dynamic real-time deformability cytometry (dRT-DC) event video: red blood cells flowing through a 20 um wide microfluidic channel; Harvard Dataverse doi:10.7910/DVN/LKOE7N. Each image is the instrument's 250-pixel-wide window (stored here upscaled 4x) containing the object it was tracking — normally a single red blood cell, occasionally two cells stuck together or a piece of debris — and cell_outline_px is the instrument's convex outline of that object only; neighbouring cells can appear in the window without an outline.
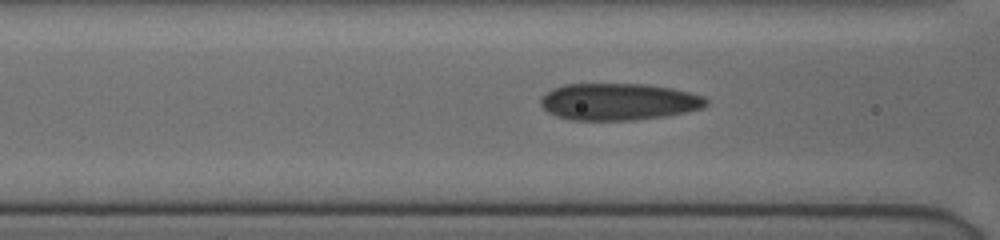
{"species": "human", "species_latin": "Homo sapiens", "temperature_condition": "cold", "stored_images_in_passage": 17, "camera_frame_rate_fps": 3000, "um_per_image_px": 0.085, "donor": {"sex": "female"}, "frame": {"image": 1, "passage_image": 8, "time_ms": 3.0, "image_size_px": [1000, 240], "cell_outline_px": [[708, 104], [704, 108], [668, 116], [636, 120], [568, 120], [556, 116], [548, 112], [540, 104], [540, 100], [552, 88], [564, 84], [648, 84], [672, 88], [704, 96], [708, 100]], "centroid_in_image_um": [52.61, 8.65], "position_along_channel_um": 114.0, "area_um2": 35.89}}
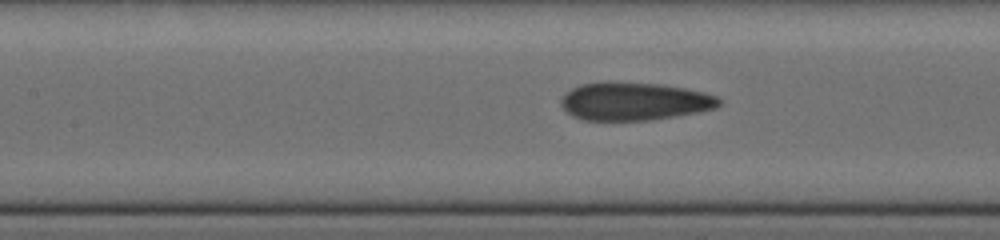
{"frame": {"image": 2, "passage_image": 13, "time_ms": 4.0, "image_size_px": [1000, 240], "cell_outline_px": [[724, 104], [716, 108], [700, 112], [652, 120], [584, 120], [572, 116], [560, 104], [560, 100], [572, 88], [580, 84], [664, 84], [704, 92], [720, 96], [724, 100]], "centroid_in_image_um": [54.04, 8.65], "position_along_channel_um": 153.4, "area_um2": 34.56}}